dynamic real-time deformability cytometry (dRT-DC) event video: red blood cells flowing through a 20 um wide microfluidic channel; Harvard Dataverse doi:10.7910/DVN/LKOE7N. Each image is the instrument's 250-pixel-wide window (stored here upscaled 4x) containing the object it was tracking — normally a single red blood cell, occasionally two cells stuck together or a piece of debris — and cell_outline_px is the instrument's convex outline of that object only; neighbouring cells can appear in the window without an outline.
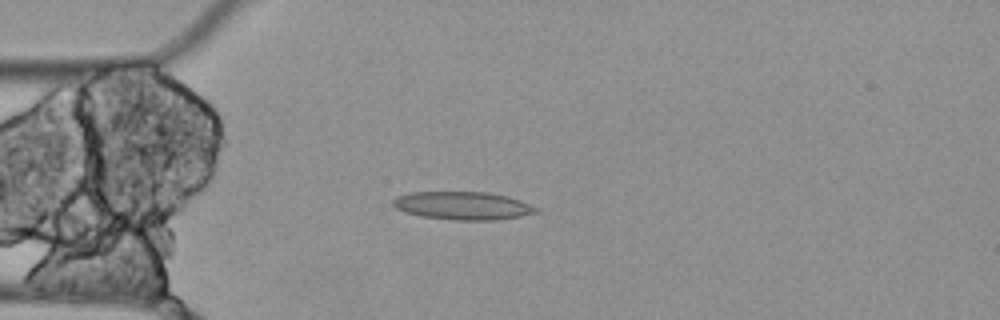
{"species": "Egyptian fruit bat (a non-hibernating species)", "species_latin": "Rousettus aegyptiacus", "temperature_condition": "cold", "stored_images_in_passage": 2, "camera_frame_rate_fps": 3000, "um_per_image_px": 0.085, "animal": {"sex": "female"}, "frame": {"image": 1, "passage_image": 2, "time_ms": 0.333, "image_size_px": [1000, 320], "cell_outline_px": [[540, 212], [520, 216], [496, 220], [456, 220], [420, 216], [404, 212], [396, 208], [392, 204], [392, 200], [396, 196], [412, 192], [488, 192], [508, 196], [520, 200], [540, 208]], "centroid_in_image_um": [39.36, 17.48], "position_along_channel_um": 45.6, "area_um2": 23.58}}